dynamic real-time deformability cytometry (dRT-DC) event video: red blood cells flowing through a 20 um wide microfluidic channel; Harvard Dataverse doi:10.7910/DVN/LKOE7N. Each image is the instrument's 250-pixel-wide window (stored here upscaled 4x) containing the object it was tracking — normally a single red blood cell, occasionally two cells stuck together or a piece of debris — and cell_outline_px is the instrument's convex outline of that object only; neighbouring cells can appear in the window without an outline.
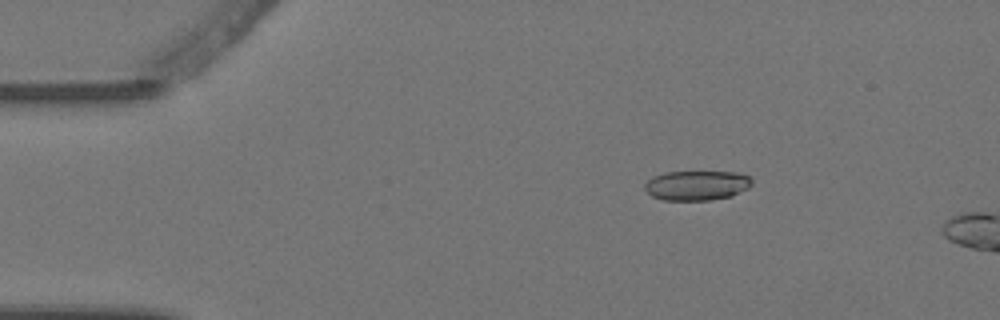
{"species": "Egyptian fruit bat (a non-hibernating species)", "species_latin": "Rousettus aegyptiacus", "temperature_condition": "warm", "stored_images_in_passage": 4, "camera_frame_rate_fps": 3000, "um_per_image_px": 0.085, "animal": {"sex": "female"}, "frame": {"image": 1, "passage_image": 3, "time_ms": 0.667, "image_size_px": [1000, 320], "cell_outline_px": [[752, 184], [748, 188], [732, 196], [712, 200], [664, 200], [652, 196], [644, 188], [644, 184], [652, 176], [664, 172], [736, 172], [748, 176], [752, 180]], "centroid_in_image_um": [59.22, 15.76], "position_along_channel_um": 25.8, "area_um2": 18.61}}